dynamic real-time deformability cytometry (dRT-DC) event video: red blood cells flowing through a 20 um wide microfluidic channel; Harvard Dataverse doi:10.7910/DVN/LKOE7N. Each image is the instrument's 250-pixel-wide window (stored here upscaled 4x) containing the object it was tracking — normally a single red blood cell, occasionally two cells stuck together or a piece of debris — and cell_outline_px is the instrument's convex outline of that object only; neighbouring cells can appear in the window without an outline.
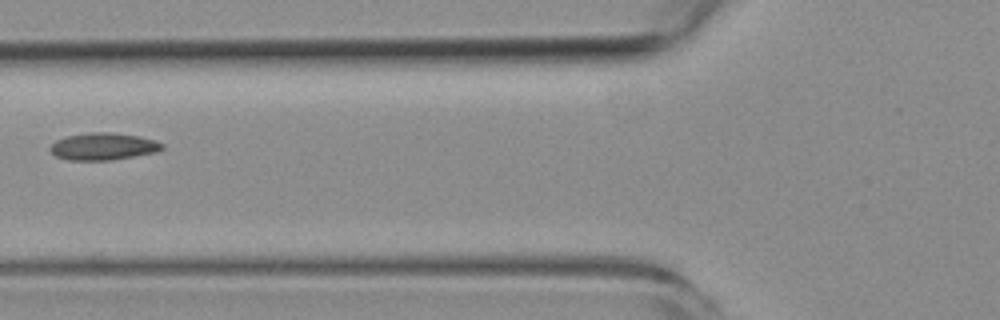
{"species": "common noctule bat (a hibernating species)", "species_latin": "Nyctalus noctula", "temperature_condition": "room temperature", "stored_images_in_passage": 5, "camera_frame_rate_fps": 3000, "um_per_image_px": 0.085, "animal": {"sex": "female", "body_mass_g": 19.3, "forearm_length_mm": 54.1}, "frame": {"image": 1, "passage_image": 5, "time_ms": 7.0, "image_size_px": [1000, 320], "cell_outline_px": [[164, 148], [156, 152], [112, 160], [68, 160], [56, 156], [48, 148], [56, 140], [68, 136], [92, 132], [112, 132], [140, 136], [156, 140], [164, 144]], "centroid_in_image_um": [8.81, 12.44], "position_along_channel_um": 117.0, "area_um2": 17.74}}